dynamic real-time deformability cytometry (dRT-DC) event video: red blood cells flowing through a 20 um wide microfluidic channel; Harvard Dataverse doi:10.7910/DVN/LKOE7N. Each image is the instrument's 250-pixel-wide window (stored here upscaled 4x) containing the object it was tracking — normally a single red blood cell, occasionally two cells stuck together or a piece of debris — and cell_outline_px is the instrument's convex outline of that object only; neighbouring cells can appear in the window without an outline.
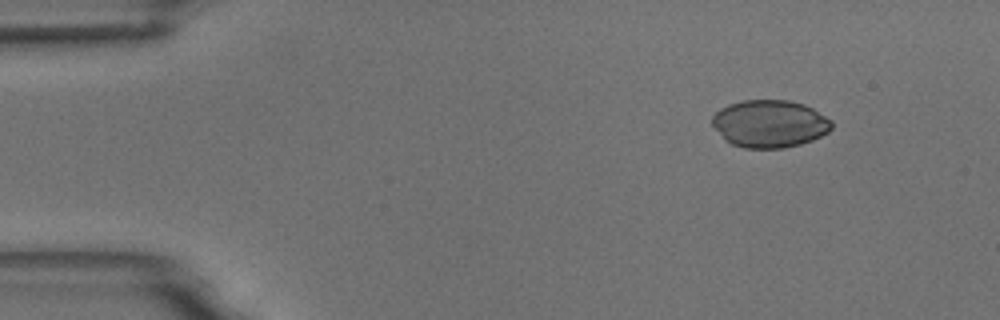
{"species": "common noctule bat (a hibernating species)", "species_latin": "Nyctalus noctula", "temperature_condition": "room temperature", "stored_images_in_passage": 4, "camera_frame_rate_fps": 3000, "um_per_image_px": 0.085, "animal": {"sex": "male", "body_mass_g": 18.8}, "frame": {"image": 1, "passage_image": 2, "time_ms": 1.0, "image_size_px": [1000, 320], "cell_outline_px": [[832, 128], [828, 132], [812, 140], [800, 144], [784, 148], [744, 148], [732, 144], [724, 140], [712, 124], [712, 116], [720, 108], [728, 104], [744, 100], [788, 100], [804, 104], [812, 108], [832, 120]], "centroid_in_image_um": [65.41, 10.51], "position_along_channel_um": 19.6, "area_um2": 33.18}}